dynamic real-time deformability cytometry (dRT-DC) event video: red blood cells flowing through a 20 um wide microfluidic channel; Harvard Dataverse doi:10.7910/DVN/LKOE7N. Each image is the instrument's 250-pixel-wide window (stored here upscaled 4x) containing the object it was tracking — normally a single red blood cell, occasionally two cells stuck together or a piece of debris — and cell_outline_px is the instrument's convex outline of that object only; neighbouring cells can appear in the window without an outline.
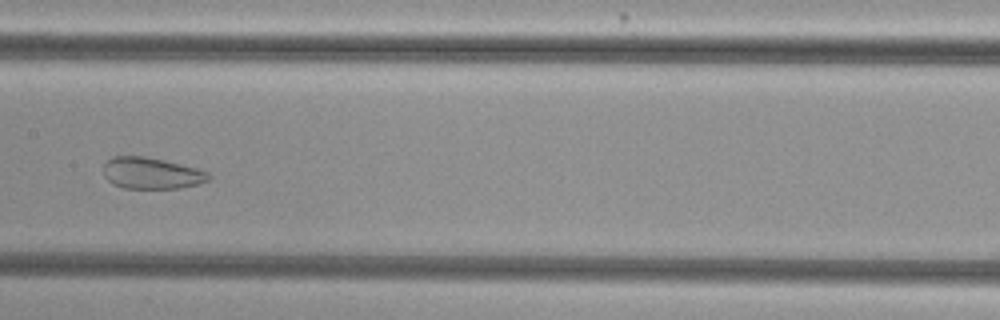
{"species": "common noctule bat (a hibernating species)", "species_latin": "Nyctalus noctula", "temperature_condition": "cold", "stored_images_in_passage": 50, "camera_frame_rate_fps": 3000, "um_per_image_px": 0.085, "animal": {"sex": "female", "body_mass_g": 29.2, "forearm_length_mm": 56.3}, "frame": {"image": 1, "passage_image": 23, "time_ms": 7.333, "image_size_px": [1000, 320], "cell_outline_px": [[212, 176], [208, 180], [196, 184], [180, 188], [124, 188], [112, 184], [104, 176], [104, 164], [112, 156], [144, 156], [164, 160], [196, 168], [208, 172]], "centroid_in_image_um": [12.86, 14.72], "position_along_channel_um": 194.5, "area_um2": 19.19}}
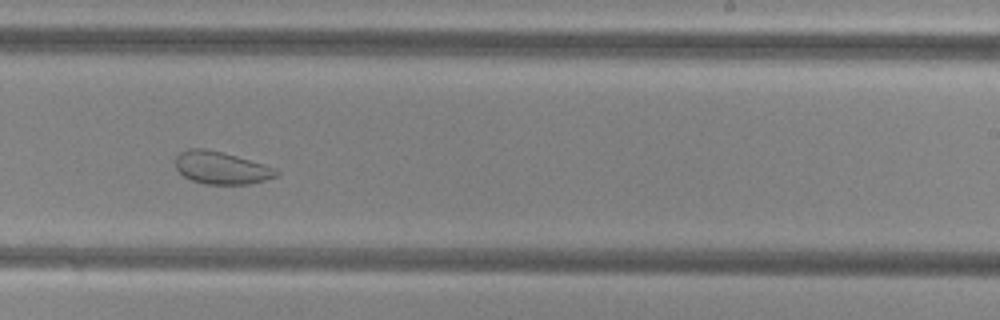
{"frame": {"image": 2, "passage_image": 29, "time_ms": 9.333, "image_size_px": [1000, 320], "cell_outline_px": [[280, 172], [276, 176], [264, 180], [248, 184], [204, 184], [192, 180], [184, 176], [176, 168], [176, 156], [180, 152], [188, 148], [204, 148], [236, 156], [272, 168]], "centroid_in_image_um": [18.75, 14.27], "position_along_channel_um": 270.3, "area_um2": 18.67}}
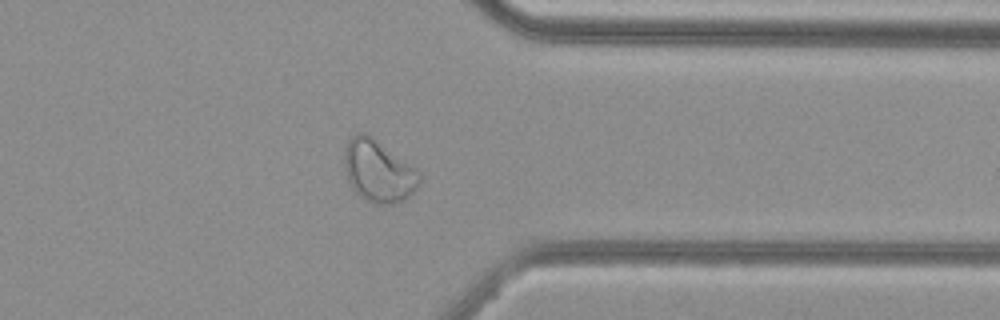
{"frame": {"image": 3, "passage_image": 38, "time_ms": 12.333, "image_size_px": [1000, 320], "cell_outline_px": [[420, 184], [404, 200], [392, 204], [380, 204], [364, 200], [352, 188], [348, 180], [344, 168], [344, 148], [348, 140], [356, 132], [364, 132], [372, 136], [416, 168], [420, 172]], "centroid_in_image_um": [32.14, 14.53], "position_along_channel_um": 379.3, "area_um2": 27.28}, "authors_computed_cell_mechanics": {"area_um2": 29.0734, "velocity_mm_per_s": 3.7962, "shape_relaxation_time_tau1_ms": null, "shape_relaxation_time_tau2_ms": 1.3368, "deformation_change_tau1": null, "deformation_change_tau2": 0.0656}}